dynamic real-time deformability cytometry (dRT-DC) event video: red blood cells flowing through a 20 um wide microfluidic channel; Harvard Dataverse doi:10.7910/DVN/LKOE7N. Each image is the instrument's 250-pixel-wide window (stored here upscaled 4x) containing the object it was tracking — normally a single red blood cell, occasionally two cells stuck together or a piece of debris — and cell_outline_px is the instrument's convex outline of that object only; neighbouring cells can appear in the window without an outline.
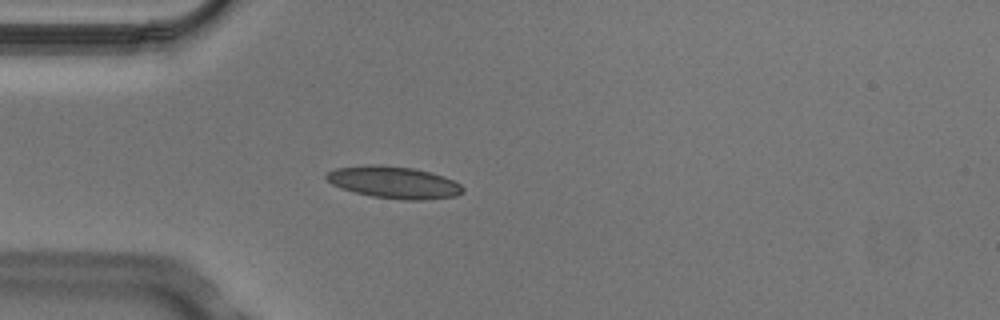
{"species": "Egyptian fruit bat (a non-hibernating species)", "species_latin": "Rousettus aegyptiacus", "temperature_condition": "cold", "stored_images_in_passage": 5, "camera_frame_rate_fps": 3000, "um_per_image_px": 0.085, "animal": {"sex": "male"}, "frame": {"image": 1, "passage_image": 5, "time_ms": 1.333, "image_size_px": [1000, 320], "cell_outline_px": [[464, 192], [456, 196], [424, 200], [404, 200], [372, 196], [340, 188], [332, 184], [324, 176], [328, 172], [336, 168], [368, 164], [380, 164], [412, 168], [444, 176], [460, 184], [464, 188]], "centroid_in_image_um": [33.48, 15.5], "position_along_channel_um": 51.5, "area_um2": 25.43}}